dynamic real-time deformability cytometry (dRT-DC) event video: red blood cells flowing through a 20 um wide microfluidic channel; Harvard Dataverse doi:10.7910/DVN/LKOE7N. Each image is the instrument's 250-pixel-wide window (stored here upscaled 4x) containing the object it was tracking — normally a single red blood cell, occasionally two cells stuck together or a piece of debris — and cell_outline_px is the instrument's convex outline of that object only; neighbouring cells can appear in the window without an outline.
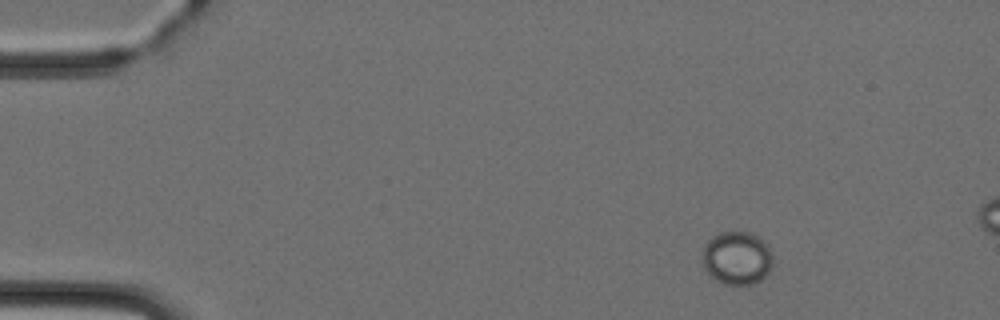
{"species": "Egyptian fruit bat (a non-hibernating species)", "species_latin": "Rousettus aegyptiacus", "temperature_condition": "cold", "stored_images_in_passage": 4, "camera_frame_rate_fps": 3000, "um_per_image_px": 0.085, "animal": {"sex": "female"}, "frame": {"image": 1, "passage_image": 2, "time_ms": 1.0, "image_size_px": [1000, 320], "cell_outline_px": [[772, 264], [768, 272], [760, 280], [752, 284], [724, 284], [716, 280], [704, 268], [704, 244], [712, 236], [720, 232], [752, 232], [768, 244], [772, 256]], "centroid_in_image_um": [62.66, 21.91], "position_along_channel_um": 22.3, "area_um2": 21.73}}